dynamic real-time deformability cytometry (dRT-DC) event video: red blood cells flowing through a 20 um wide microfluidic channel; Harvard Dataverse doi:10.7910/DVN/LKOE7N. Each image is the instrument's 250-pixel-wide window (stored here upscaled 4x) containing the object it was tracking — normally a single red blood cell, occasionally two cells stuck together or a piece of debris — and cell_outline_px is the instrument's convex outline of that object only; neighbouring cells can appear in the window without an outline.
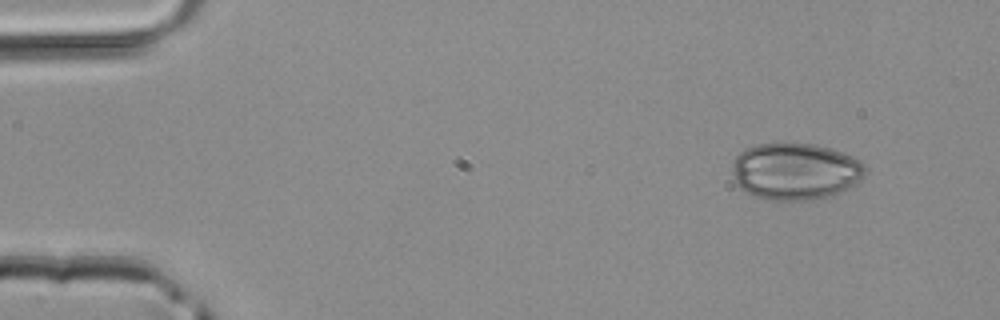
{"species": "common noctule bat (a hibernating species)", "species_latin": "Nyctalus noctula", "temperature_condition": "room temperature", "stored_images_in_passage": 3, "camera_frame_rate_fps": 3000, "um_per_image_px": 0.085, "animal": {"sex": "male", "body_mass_g": 20.4}, "frame": {"image": 1, "passage_image": 1, "time_ms": 0.0, "image_size_px": [1000, 320], "cell_outline_px": [[868, 168], [848, 188], [832, 196], [804, 200], [768, 200], [752, 196], [744, 192], [736, 184], [732, 172], [732, 160], [744, 148], [756, 144], [816, 144], [832, 148], [852, 156], [860, 160]], "centroid_in_image_um": [67.54, 14.56], "position_along_channel_um": 17.5, "area_um2": 44.22}}